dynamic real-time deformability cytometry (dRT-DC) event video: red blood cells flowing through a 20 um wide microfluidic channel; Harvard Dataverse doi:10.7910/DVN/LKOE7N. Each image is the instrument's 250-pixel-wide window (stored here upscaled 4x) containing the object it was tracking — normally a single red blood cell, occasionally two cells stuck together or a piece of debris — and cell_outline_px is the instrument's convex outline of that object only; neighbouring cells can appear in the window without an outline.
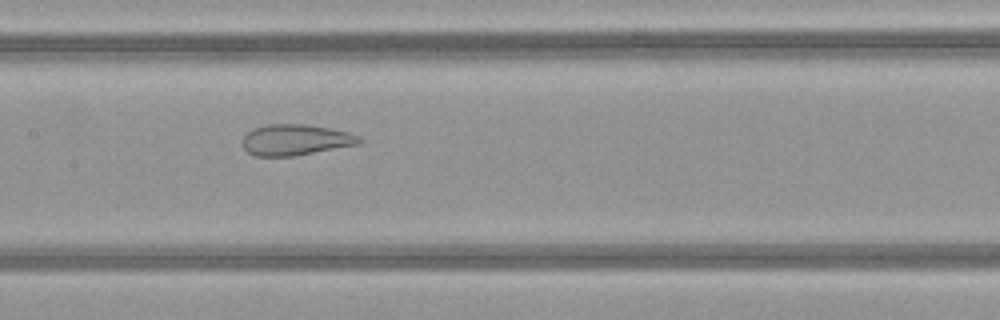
{"species": "common noctule bat (a hibernating species)", "species_latin": "Nyctalus noctula", "temperature_condition": "warm", "stored_images_in_passage": 49, "camera_frame_rate_fps": 3000, "um_per_image_px": 0.085, "animal": {"sex": "female", "body_mass_g": 21.9}, "frame": {"image": 1, "passage_image": 24, "time_ms": 7.667, "image_size_px": [1000, 320], "cell_outline_px": [[364, 140], [360, 144], [296, 156], [252, 156], [244, 148], [244, 136], [252, 128], [268, 124], [308, 124], [348, 132], [360, 136]], "centroid_in_image_um": [25.15, 11.89], "position_along_channel_um": 182.2, "area_um2": 21.21}}
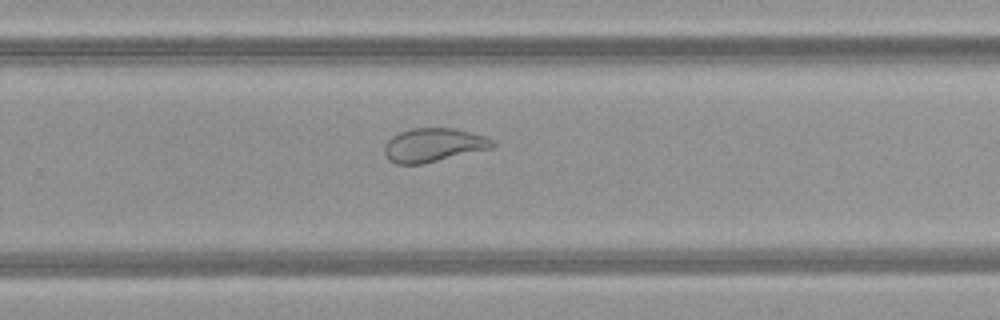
{"frame": {"image": 2, "passage_image": 32, "time_ms": 10.333, "image_size_px": [1000, 320], "cell_outline_px": [[496, 144], [492, 148], [424, 164], [396, 164], [388, 160], [384, 152], [384, 144], [392, 136], [400, 132], [412, 128], [452, 128], [484, 136], [496, 140]], "centroid_in_image_um": [36.84, 12.34], "position_along_channel_um": 293.0, "area_um2": 21.33}}
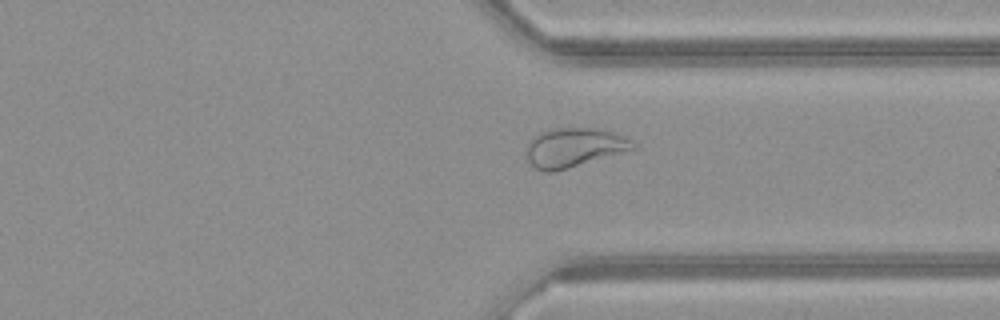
{"frame": {"image": 3, "passage_image": 37, "time_ms": 12.0, "image_size_px": [1000, 320], "cell_outline_px": [[636, 148], [556, 172], [544, 172], [536, 168], [528, 160], [524, 152], [528, 140], [532, 136], [540, 132], [552, 128], [592, 128], [612, 132], [632, 140], [636, 144]], "centroid_in_image_um": [48.72, 12.54], "position_along_channel_um": 362.7, "area_um2": 24.45}, "authors_computed_cell_mechanics": {"area_um2": 28.3798, "velocity_mm_per_s": 4.1794, "shape_relaxation_time_tau1_ms": null, "shape_relaxation_time_tau2_ms": 0.8962, "deformation_change_tau1": null, "deformation_change_tau2": 0.0863}}